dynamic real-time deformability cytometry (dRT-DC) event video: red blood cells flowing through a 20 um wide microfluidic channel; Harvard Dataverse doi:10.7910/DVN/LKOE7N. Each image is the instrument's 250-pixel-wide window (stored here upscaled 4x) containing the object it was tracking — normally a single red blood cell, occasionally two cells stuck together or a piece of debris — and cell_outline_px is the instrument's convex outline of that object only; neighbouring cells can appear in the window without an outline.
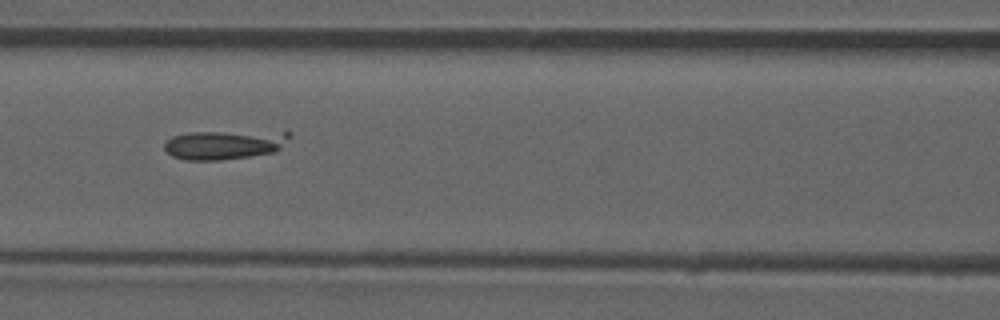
{"species": "common noctule bat (a hibernating species)", "species_latin": "Nyctalus noctula", "temperature_condition": "room temperature", "stored_images_in_passage": 52, "camera_frame_rate_fps": 3000, "um_per_image_px": 0.085, "animal": {"sex": "male", "forearm_length_mm": 52.5}, "frame": {"image": 1, "passage_image": 23, "time_ms": 7.333, "image_size_px": [1000, 320], "cell_outline_px": [[292, 136], [280, 148], [272, 152], [248, 156], [220, 160], [184, 160], [172, 156], [164, 148], [164, 144], [172, 136], [192, 132], [292, 132]], "centroid_in_image_um": [19.06, 12.3], "position_along_channel_um": 147.5, "area_um2": 20.92}}